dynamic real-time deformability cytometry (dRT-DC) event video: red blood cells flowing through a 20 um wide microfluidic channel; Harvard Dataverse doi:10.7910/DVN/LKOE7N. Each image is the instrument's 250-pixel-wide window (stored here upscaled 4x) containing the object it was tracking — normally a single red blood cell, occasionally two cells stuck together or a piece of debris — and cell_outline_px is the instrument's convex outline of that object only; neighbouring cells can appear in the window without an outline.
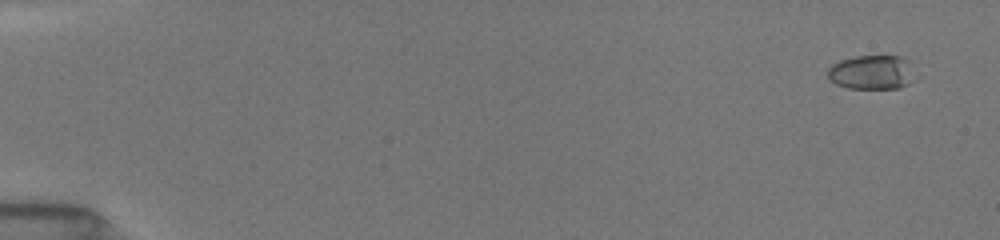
{"species": "common noctule bat (a hibernating species)", "species_latin": "Nyctalus noctula", "temperature_condition": "room temperature", "stored_images_in_passage": 35, "camera_frame_rate_fps": 3000, "um_per_image_px": 0.085, "animal": {"sex": "female", "body_mass_g": 19.5, "forearm_length_mm": 54.1}, "frame": {"image": 1, "passage_image": 3, "time_ms": 1.0, "image_size_px": [1000, 240], "cell_outline_px": [[908, 84], [900, 88], [848, 88], [836, 84], [828, 80], [828, 68], [832, 64], [840, 60], [856, 56], [904, 56], [908, 60]], "centroid_in_image_um": [73.97, 6.14], "position_along_channel_um": 11.0, "area_um2": 16.94}}
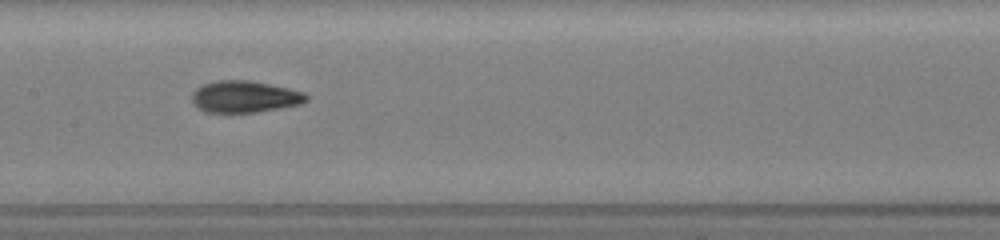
{"frame": {"image": 2, "passage_image": 19, "time_ms": 9.333, "image_size_px": [1000, 240], "cell_outline_px": [[308, 100], [300, 104], [280, 108], [256, 112], [204, 112], [192, 100], [192, 92], [200, 84], [216, 80], [248, 80], [288, 88], [304, 92], [308, 96]], "centroid_in_image_um": [20.78, 8.21], "position_along_channel_um": 186.6, "area_um2": 21.1}}
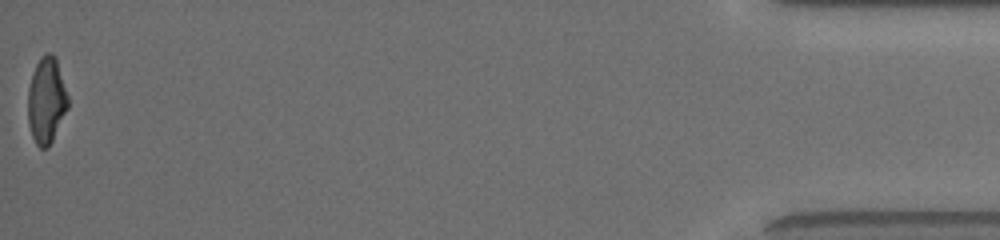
{"frame": {"image": 3, "passage_image": 35, "time_ms": 17.667, "image_size_px": [1000, 240], "cell_outline_px": [[68, 108], [48, 148], [40, 148], [36, 144], [32, 136], [28, 124], [28, 88], [32, 72], [40, 56], [44, 52], [52, 52], [56, 56], [68, 96]], "centroid_in_image_um": [3.94, 8.49], "position_along_channel_um": 431.3, "area_um2": 20.35}, "authors_computed_cell_mechanics": {"area_um2": 19.941, "velocity_mm_per_s": 3.9852, "shape_relaxation_time_tau1_ms": 5.6734, "shape_relaxation_time_tau2_ms": 1.7221, "deformation_change_tau1": 0.2011, "deformation_change_tau2": 0.0781}}